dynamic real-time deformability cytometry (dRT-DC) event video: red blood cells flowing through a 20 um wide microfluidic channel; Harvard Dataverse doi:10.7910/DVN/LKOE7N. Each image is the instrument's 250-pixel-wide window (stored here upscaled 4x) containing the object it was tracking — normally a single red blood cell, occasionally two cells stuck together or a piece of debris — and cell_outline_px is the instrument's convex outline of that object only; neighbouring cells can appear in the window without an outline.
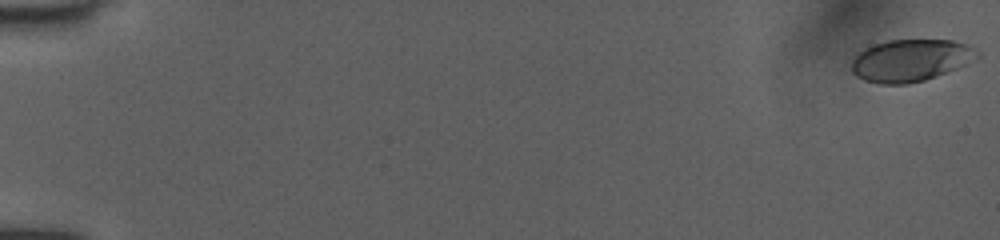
{"species": "human", "species_latin": "Homo sapiens", "temperature_condition": "room temperature", "stored_images_in_passage": 43, "camera_frame_rate_fps": 3000, "um_per_image_px": 0.085, "donor": {"sex": "female"}, "frame": {"image": 1, "passage_image": 1, "time_ms": 0.0, "image_size_px": [1000, 240], "cell_outline_px": [[980, 56], [968, 64], [936, 76], [924, 80], [904, 84], [880, 84], [864, 80], [856, 76], [852, 72], [852, 60], [860, 52], [872, 44], [888, 40], [952, 40], [968, 44], [976, 48], [980, 52]], "centroid_in_image_um": [77.44, 5.12], "position_along_channel_um": 7.6, "area_um2": 30.98}}
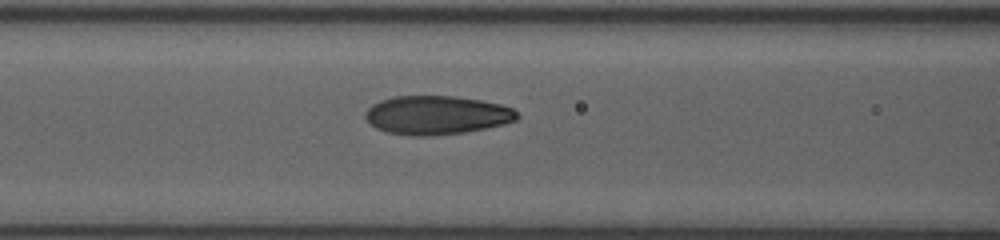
{"frame": {"image": 2, "passage_image": 24, "time_ms": 7.667, "image_size_px": [1000, 240], "cell_outline_px": [[520, 116], [516, 120], [504, 124], [464, 132], [428, 136], [412, 136], [388, 132], [376, 128], [364, 116], [364, 112], [372, 104], [380, 100], [392, 96], [452, 96], [480, 100], [500, 104], [512, 108]], "centroid_in_image_um": [37.1, 9.78], "position_along_channel_um": 129.5, "area_um2": 34.16}}
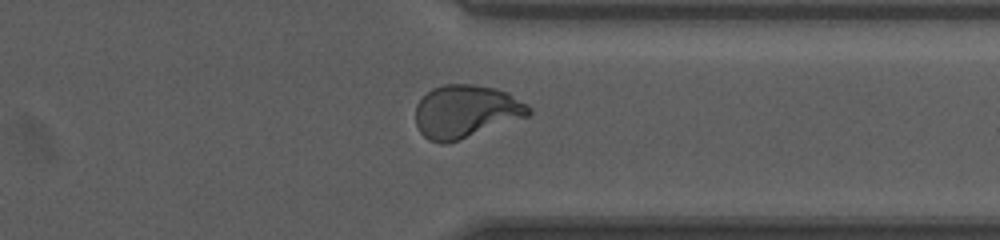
{"frame": {"image": 3, "passage_image": 42, "time_ms": 13.667, "image_size_px": [1000, 240], "cell_outline_px": [[532, 112], [528, 116], [444, 144], [440, 144], [428, 140], [420, 132], [416, 124], [416, 104], [432, 88], [444, 84], [472, 84], [496, 88], [508, 92], [528, 104], [532, 108]], "centroid_in_image_um": [39.6, 9.45], "position_along_channel_um": 371.8, "area_um2": 34.74}}